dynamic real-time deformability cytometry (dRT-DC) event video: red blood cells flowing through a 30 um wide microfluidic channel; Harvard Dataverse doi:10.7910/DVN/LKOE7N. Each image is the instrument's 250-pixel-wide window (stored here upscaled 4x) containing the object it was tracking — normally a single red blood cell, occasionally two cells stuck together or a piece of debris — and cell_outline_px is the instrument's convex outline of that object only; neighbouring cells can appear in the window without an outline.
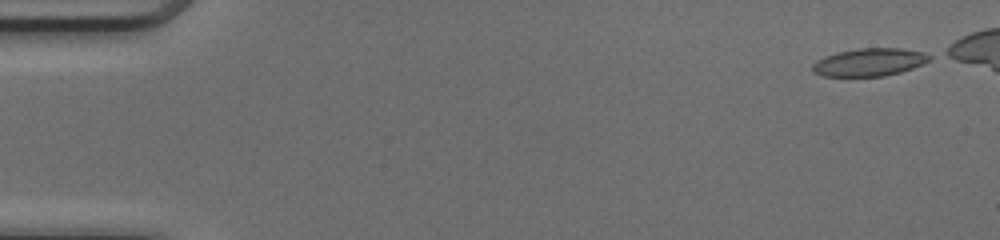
{"species": "common noctule bat (a hibernating species)", "species_latin": "Nyctalus noctula", "temperature_condition": "cold", "stored_images_in_passage": 42, "camera_frame_rate_fps": 3000, "um_per_image_px": 0.085, "animal": {"sex": "female", "body_mass_g": 17.0, "forearm_length_mm": 48.0}, "frame": {"image": 1, "passage_image": 1, "time_ms": 0.0, "image_size_px": [1000, 240], "cell_outline_px": [[932, 56], [928, 60], [912, 68], [900, 72], [884, 76], [820, 76], [812, 72], [812, 64], [816, 60], [824, 56], [836, 52], [856, 48], [900, 48], [924, 52]], "centroid_in_image_um": [73.83, 5.28], "position_along_channel_um": 11.2, "area_um2": 19.02}}
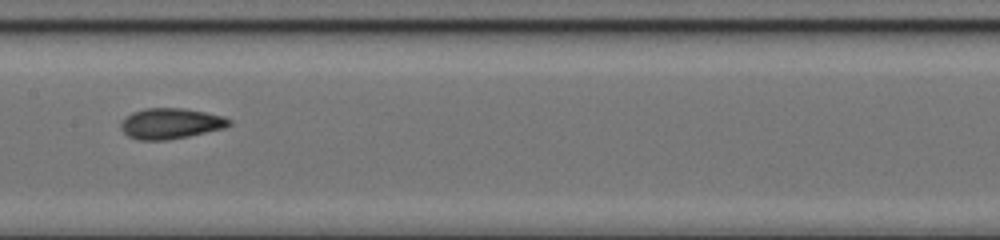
{"frame": {"image": 2, "passage_image": 24, "time_ms": 7.667, "image_size_px": [1000, 240], "cell_outline_px": [[232, 124], [224, 128], [188, 136], [168, 140], [140, 140], [128, 136], [120, 128], [120, 124], [132, 112], [144, 108], [184, 108], [224, 116], [232, 120]], "centroid_in_image_um": [14.52, 10.49], "position_along_channel_um": 192.9, "area_um2": 19.31}}
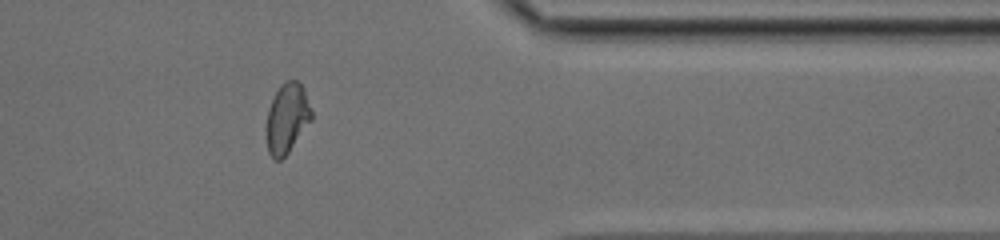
{"frame": {"image": 3, "passage_image": 39, "time_ms": 12.667, "image_size_px": [1000, 240], "cell_outline_px": [[312, 120], [288, 152], [280, 160], [272, 160], [268, 152], [264, 128], [268, 108], [280, 84], [288, 80], [296, 80], [304, 88], [312, 112]], "centroid_in_image_um": [24.36, 10.08], "position_along_channel_um": 387.0, "area_um2": 18.67}, "authors_computed_cell_mechanics": {"area_um2": 19.1607, "velocity_mm_per_s": 4.2126, "shape_relaxation_time_tau1_ms": 8.4502, "shape_relaxation_time_tau2_ms": 1.4066, "deformation_change_tau1": 0.2102, "deformation_change_tau2": 0.0741}}